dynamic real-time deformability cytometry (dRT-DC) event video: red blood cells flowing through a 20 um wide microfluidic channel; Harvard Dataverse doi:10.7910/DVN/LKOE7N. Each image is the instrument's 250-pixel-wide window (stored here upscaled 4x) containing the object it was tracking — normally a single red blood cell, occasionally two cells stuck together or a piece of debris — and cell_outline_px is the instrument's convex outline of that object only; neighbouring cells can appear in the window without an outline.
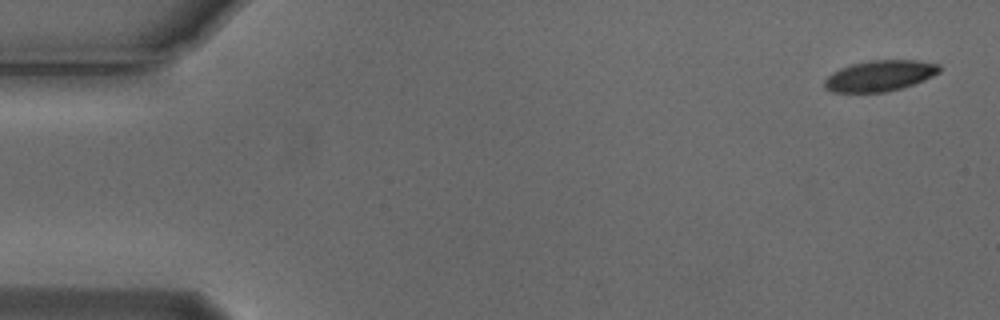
{"species": "Egyptian fruit bat (a non-hibernating species)", "species_latin": "Rousettus aegyptiacus", "temperature_condition": "cold", "stored_images_in_passage": 4, "camera_frame_rate_fps": 3000, "um_per_image_px": 0.085, "animal": {"sex": "male"}, "frame": {"image": 1, "passage_image": 1, "time_ms": 0.0, "image_size_px": [1000, 320], "cell_outline_px": [[940, 72], [924, 80], [900, 88], [884, 92], [832, 92], [824, 88], [824, 80], [832, 72], [840, 68], [852, 64], [868, 60], [916, 60], [940, 64]], "centroid_in_image_um": [74.76, 6.43], "position_along_channel_um": 10.2, "area_um2": 20.63}}
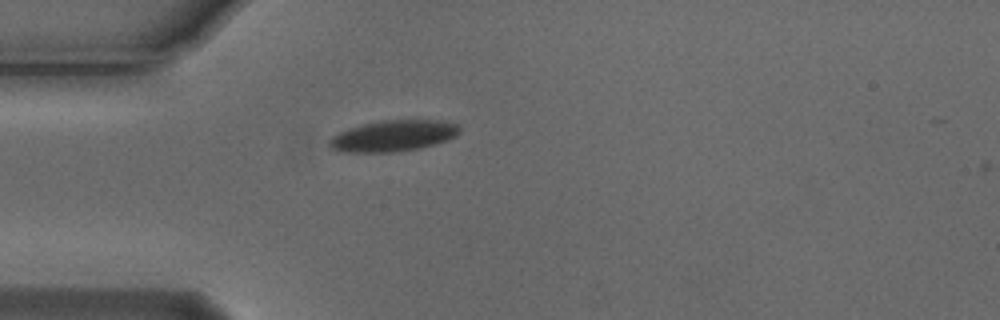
{"frame": {"image": 2, "passage_image": 4, "time_ms": 1.0, "image_size_px": [1000, 320], "cell_outline_px": [[460, 132], [456, 136], [448, 140], [420, 148], [392, 152], [336, 152], [328, 148], [328, 140], [332, 136], [348, 128], [380, 120], [440, 120], [460, 124]], "centroid_in_image_um": [33.41, 11.55], "position_along_channel_um": 51.6, "area_um2": 23.93}}